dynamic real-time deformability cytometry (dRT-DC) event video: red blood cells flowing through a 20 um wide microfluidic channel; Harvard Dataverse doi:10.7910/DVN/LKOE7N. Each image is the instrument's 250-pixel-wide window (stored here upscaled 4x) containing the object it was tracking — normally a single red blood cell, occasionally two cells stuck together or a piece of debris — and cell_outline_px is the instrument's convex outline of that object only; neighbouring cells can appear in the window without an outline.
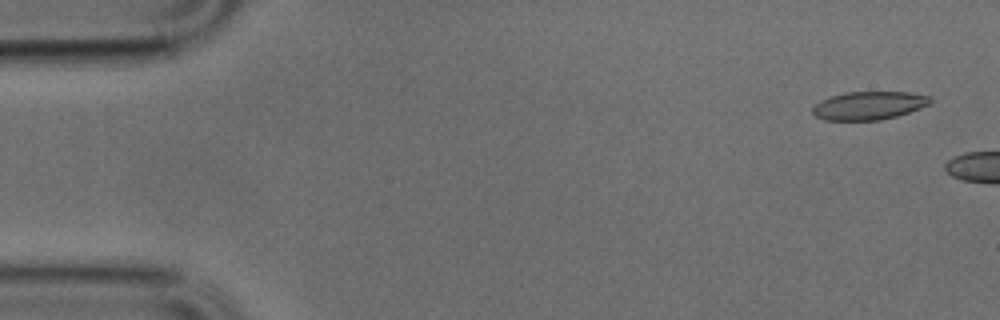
{"species": "common noctule bat (a hibernating species)", "species_latin": "Nyctalus noctula", "temperature_condition": "cold", "stored_images_in_passage": 5, "camera_frame_rate_fps": 3000, "um_per_image_px": 0.085, "animal": {"sex": "male", "body_mass_g": 17.9, "forearm_length_mm": 54.2}, "frame": {"image": 1, "passage_image": 2, "time_ms": 0.333, "image_size_px": [1000, 320], "cell_outline_px": [[932, 100], [928, 104], [920, 108], [896, 116], [880, 120], [824, 120], [816, 116], [812, 112], [812, 108], [820, 100], [844, 92], [908, 92], [932, 96]], "centroid_in_image_um": [73.85, 8.96], "position_along_channel_um": 11.2, "area_um2": 19.31}}